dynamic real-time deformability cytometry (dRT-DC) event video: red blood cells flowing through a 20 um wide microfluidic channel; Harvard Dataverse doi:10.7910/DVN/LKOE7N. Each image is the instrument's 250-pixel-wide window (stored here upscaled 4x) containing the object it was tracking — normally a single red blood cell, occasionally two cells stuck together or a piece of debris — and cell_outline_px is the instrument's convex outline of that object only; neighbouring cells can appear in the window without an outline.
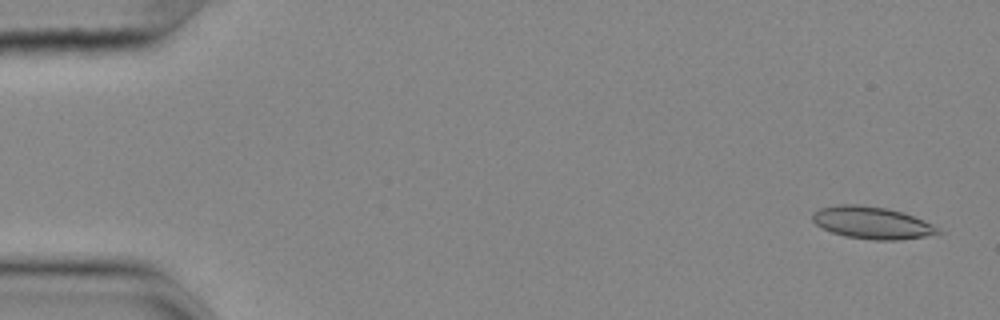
{"species": "common noctule bat (a hibernating species)", "species_latin": "Nyctalus noctula", "temperature_condition": "cold", "stored_images_in_passage": 55, "camera_frame_rate_fps": 3000, "um_per_image_px": 0.085, "animal": {"sex": "female", "body_mass_g": 25.1}, "frame": {"image": 1, "passage_image": 2, "time_ms": 0.333, "image_size_px": [1000, 320], "cell_outline_px": [[944, 232], [924, 236], [900, 240], [872, 240], [844, 236], [832, 232], [816, 224], [812, 220], [812, 212], [820, 208], [840, 204], [856, 204], [884, 208], [900, 212], [924, 220], [932, 224]], "centroid_in_image_um": [74.1, 18.94], "position_along_channel_um": 10.9, "area_um2": 23.35}}
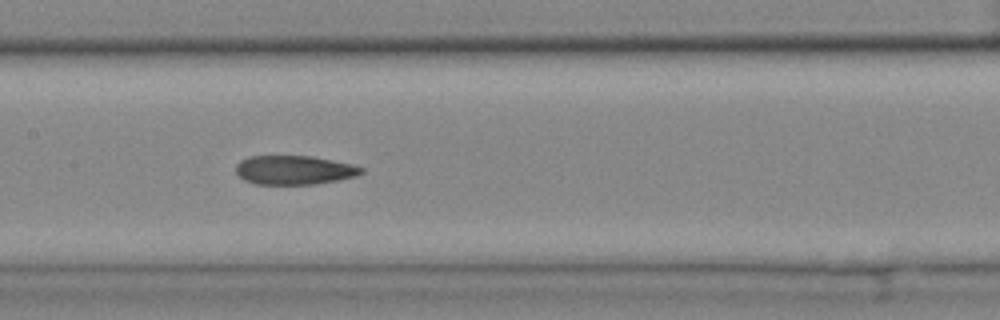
{"frame": {"image": 2, "passage_image": 27, "time_ms": 8.667, "image_size_px": [1000, 320], "cell_outline_px": [[364, 172], [356, 176], [316, 184], [256, 184], [244, 180], [236, 172], [236, 164], [240, 160], [248, 156], [312, 156], [352, 164], [364, 168]], "centroid_in_image_um": [25.0, 14.45], "position_along_channel_um": 182.4, "area_um2": 21.21}}
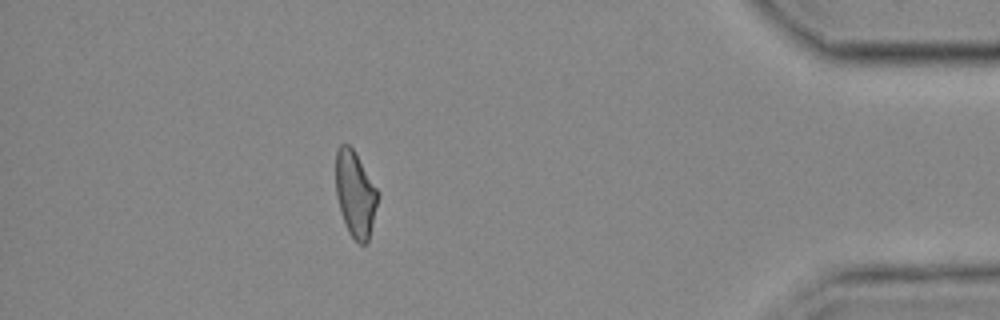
{"frame": {"image": 3, "passage_image": 49, "time_ms": 16.0, "image_size_px": [1000, 320], "cell_outline_px": [[380, 196], [368, 240], [364, 244], [360, 244], [348, 232], [336, 196], [336, 152], [340, 144], [348, 144], [352, 148], [380, 192]], "centroid_in_image_um": [30.22, 16.48], "position_along_channel_um": 405.0, "area_um2": 20.92}, "authors_computed_cell_mechanics": {"area_um2": 22.0218, "velocity_mm_per_s": 3.6439, "shape_relaxation_time_tau1_ms": null, "shape_relaxation_time_tau2_ms": 4.0007, "deformation_change_tau1": null, "deformation_change_tau2": 0.1286}}